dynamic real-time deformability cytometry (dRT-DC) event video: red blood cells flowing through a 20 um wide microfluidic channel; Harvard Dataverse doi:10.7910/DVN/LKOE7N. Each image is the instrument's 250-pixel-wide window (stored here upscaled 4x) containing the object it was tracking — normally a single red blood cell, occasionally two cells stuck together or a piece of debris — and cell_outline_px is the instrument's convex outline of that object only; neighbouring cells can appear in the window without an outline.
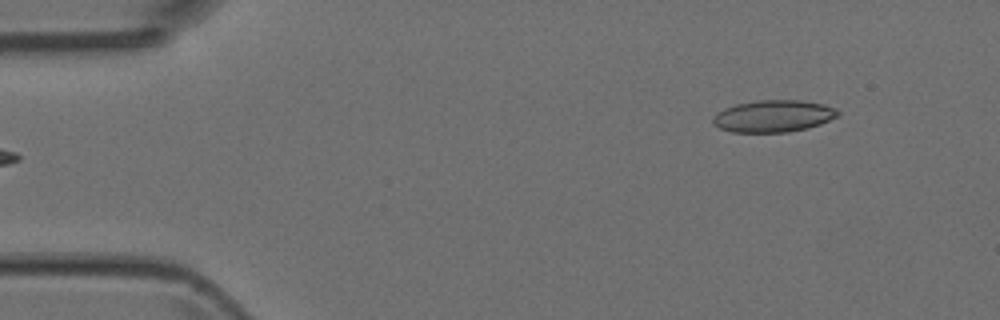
{"species": "Egyptian fruit bat (a non-hibernating species)", "species_latin": "Rousettus aegyptiacus", "temperature_condition": "room temperature", "stored_images_in_passage": 4, "segment_of_instrument_passage": [2, 2], "camera_frame_rate_fps": 3000, "um_per_image_px": 0.085, "animal": {"sex": "female"}, "frame": {"image": 1, "passage_image": 4, "time_ms": 3.667, "image_size_px": [1000, 320], "cell_outline_px": [[840, 112], [836, 116], [820, 124], [808, 128], [788, 132], [732, 132], [720, 128], [712, 124], [712, 116], [716, 112], [724, 108], [736, 104], [756, 100], [800, 100], [824, 104], [836, 108]], "centroid_in_image_um": [65.7, 9.86], "position_along_channel_um": 19.3, "area_um2": 23.41}}